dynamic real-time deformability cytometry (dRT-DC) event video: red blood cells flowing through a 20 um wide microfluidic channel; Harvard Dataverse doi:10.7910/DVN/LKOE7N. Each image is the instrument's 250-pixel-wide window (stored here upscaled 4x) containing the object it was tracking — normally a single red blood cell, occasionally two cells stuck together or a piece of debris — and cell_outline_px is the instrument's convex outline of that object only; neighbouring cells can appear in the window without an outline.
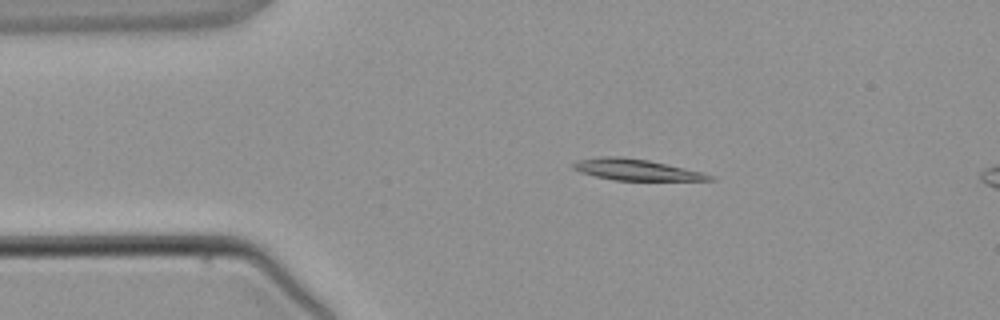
{"species": "common noctule bat (a hibernating species)", "species_latin": "Nyctalus noctula", "temperature_condition": "warm", "stored_images_in_passage": 1, "camera_frame_rate_fps": 3000, "um_per_image_px": 0.085, "animal": {"sex": "male", "body_mass_g": 21.5, "forearm_length_mm": 52.0}, "frame": {"image": 1, "passage_image": 1, "time_ms": 0.0, "image_size_px": [1000, 320], "cell_outline_px": [[716, 180], [616, 180], [596, 176], [580, 172], [572, 168], [572, 164], [576, 160], [600, 156], [620, 156], [648, 160], [684, 168], [716, 176]], "centroid_in_image_um": [54.04, 14.41], "position_along_channel_um": 31.0, "area_um2": 16.7}}